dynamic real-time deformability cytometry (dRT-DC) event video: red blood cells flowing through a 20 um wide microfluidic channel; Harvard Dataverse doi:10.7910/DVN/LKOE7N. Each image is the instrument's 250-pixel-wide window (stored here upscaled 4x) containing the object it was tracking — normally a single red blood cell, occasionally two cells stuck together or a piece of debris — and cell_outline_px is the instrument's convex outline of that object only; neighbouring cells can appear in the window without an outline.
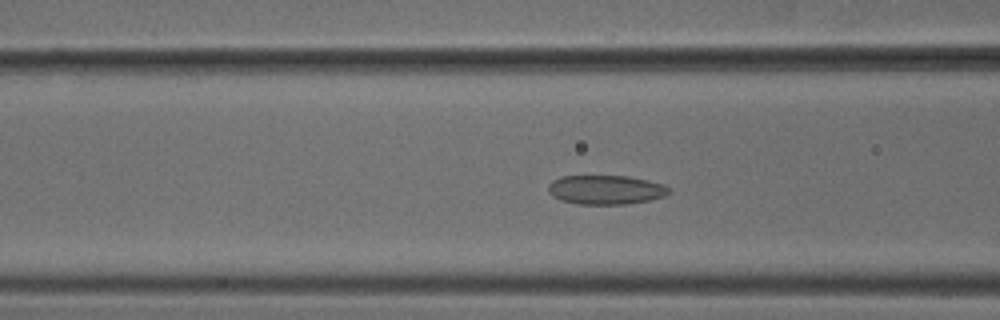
{"species": "common noctule bat (a hibernating species)", "species_latin": "Nyctalus noctula", "temperature_condition": "cold", "stored_images_in_passage": 51, "camera_frame_rate_fps": 3000, "um_per_image_px": 0.085, "animal": {"sex": "male", "body_mass_g": 18.8}, "frame": {"image": 1, "passage_image": 19, "time_ms": 6.0, "image_size_px": [1000, 320], "cell_outline_px": [[668, 192], [664, 196], [648, 200], [628, 204], [576, 204], [560, 200], [552, 196], [548, 192], [548, 184], [552, 180], [560, 176], [628, 176], [648, 180], [664, 184], [668, 188]], "centroid_in_image_um": [51.43, 16.13], "position_along_channel_um": 115.2, "area_um2": 20.58}}
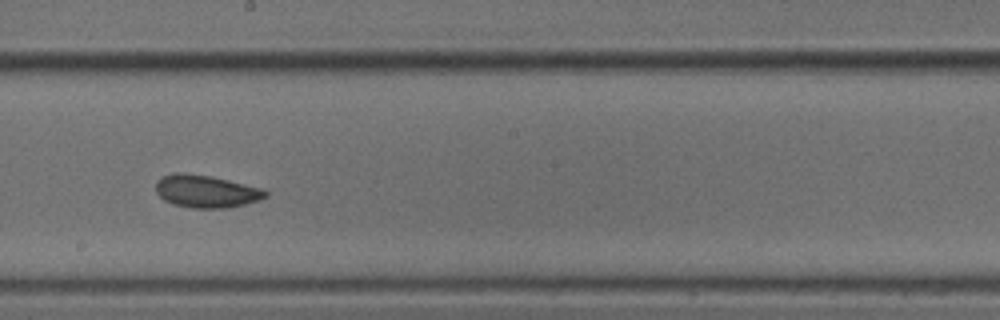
{"frame": {"image": 2, "passage_image": 28, "time_ms": 9.0, "image_size_px": [1000, 320], "cell_outline_px": [[268, 196], [260, 200], [244, 204], [224, 208], [192, 208], [172, 204], [164, 200], [156, 192], [156, 180], [164, 176], [176, 172], [180, 172], [212, 176], [264, 188], [268, 192]], "centroid_in_image_um": [17.54, 16.26], "position_along_channel_um": 230.7, "area_um2": 20.98}}
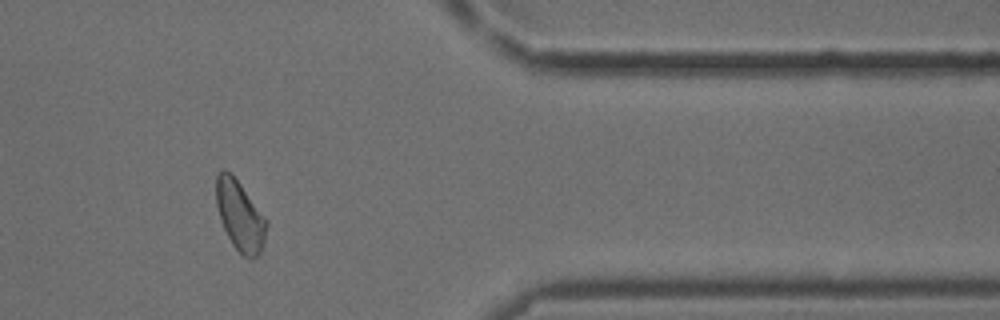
{"frame": {"image": 3, "passage_image": 42, "time_ms": 13.667, "image_size_px": [1000, 320], "cell_outline_px": [[268, 224], [264, 244], [260, 252], [256, 256], [244, 256], [232, 244], [224, 228], [216, 204], [216, 176], [224, 168], [232, 172], [268, 220]], "centroid_in_image_um": [20.41, 18.28], "position_along_channel_um": 391.0, "area_um2": 20.52}, "authors_computed_cell_mechanics": {"area_um2": 20.8658, "velocity_mm_per_s": 3.8501, "shape_relaxation_time_tau1_ms": 7.7161, "shape_relaxation_time_tau2_ms": 2.4844, "deformation_change_tau1": 0.1267, "deformation_change_tau2": 0.0877}}